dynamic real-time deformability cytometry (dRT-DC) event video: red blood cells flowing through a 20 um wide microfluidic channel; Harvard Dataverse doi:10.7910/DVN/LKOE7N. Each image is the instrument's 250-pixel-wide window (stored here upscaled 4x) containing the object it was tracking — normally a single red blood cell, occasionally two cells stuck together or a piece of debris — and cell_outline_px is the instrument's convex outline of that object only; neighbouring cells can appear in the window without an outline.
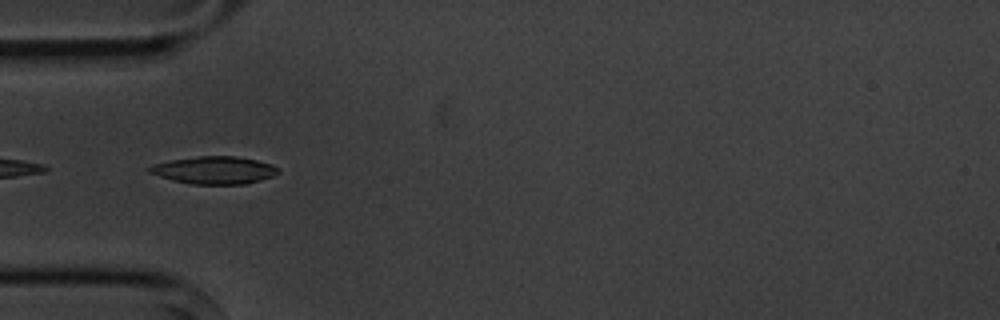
{"species": "common noctule bat (a hibernating species)", "species_latin": "Nyctalus noctula", "temperature_condition": "cold", "stored_images_in_passage": 9, "camera_frame_rate_fps": 3000, "um_per_image_px": 0.085, "animal": {"sex": "male", "body_mass_g": 20.1, "forearm_length_mm": 53.5}, "frame": {"image": 1, "passage_image": 4, "time_ms": 3.667, "image_size_px": [1000, 320], "cell_outline_px": [[280, 172], [272, 176], [260, 180], [244, 184], [192, 184], [172, 180], [148, 172], [144, 168], [152, 164], [172, 160], [200, 156], [236, 156], [256, 160], [272, 164], [280, 168]], "centroid_in_image_um": [18.21, 14.46], "position_along_channel_um": 66.8, "area_um2": 20.69}}
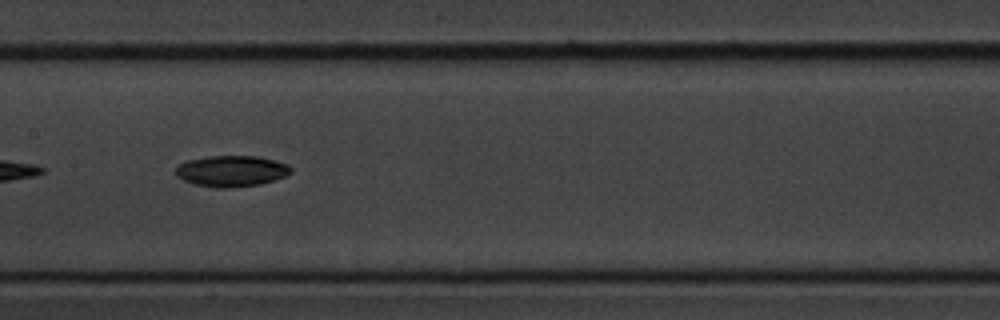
{"frame": {"image": 2, "passage_image": 7, "time_ms": 7.0, "image_size_px": [1000, 320], "cell_outline_px": [[292, 172], [284, 176], [260, 184], [228, 188], [216, 188], [196, 184], [184, 180], [176, 176], [176, 168], [180, 164], [188, 160], [208, 156], [260, 156], [288, 164], [292, 168]], "centroid_in_image_um": [19.68, 14.53], "position_along_channel_um": 187.7, "area_um2": 20.75}}
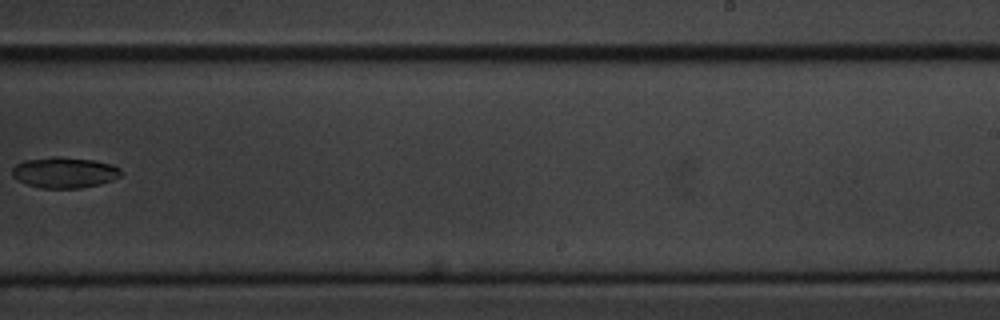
{"frame": {"image": 3, "passage_image": 9, "time_ms": 9.667, "image_size_px": [1000, 320], "cell_outline_px": [[120, 176], [112, 180], [80, 188], [40, 188], [28, 184], [12, 176], [12, 168], [16, 164], [24, 160], [52, 156], [56, 156], [92, 160], [112, 164], [120, 168]], "centroid_in_image_um": [5.45, 14.65], "position_along_channel_um": 283.5, "area_um2": 19.36}}